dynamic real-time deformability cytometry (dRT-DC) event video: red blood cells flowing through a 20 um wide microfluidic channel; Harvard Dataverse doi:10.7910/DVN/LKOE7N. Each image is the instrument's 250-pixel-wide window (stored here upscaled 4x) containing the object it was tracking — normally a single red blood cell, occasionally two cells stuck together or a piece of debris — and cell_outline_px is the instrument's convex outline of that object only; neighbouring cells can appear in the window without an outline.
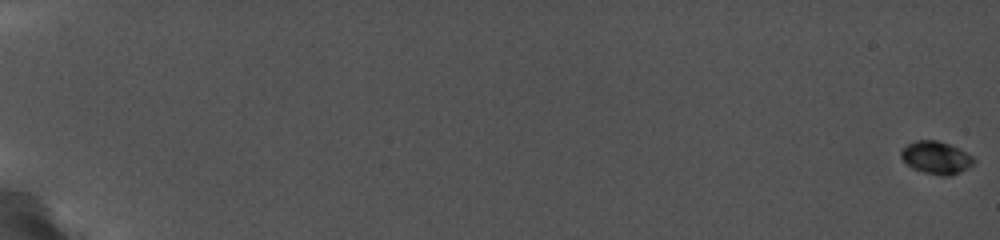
{"species": "common noctule bat (a hibernating species)", "species_latin": "Nyctalus noctula", "temperature_condition": "cold", "stored_images_in_passage": 48, "camera_frame_rate_fps": 5000, "um_per_image_px": 0.085, "animal": {"sex": "female", "body_mass_g": 19.0, "forearm_length_mm": 56.7}, "frame": {"image": 1, "passage_image": 1, "time_ms": 0.0, "image_size_px": [1000, 240], "cell_outline_px": [[972, 164], [956, 172], [928, 172], [916, 168], [908, 164], [900, 156], [900, 152], [908, 144], [916, 140], [936, 140], [952, 144], [960, 148], [972, 156]], "centroid_in_image_um": [79.53, 13.29], "position_along_channel_um": 5.5, "area_um2": 12.77}}
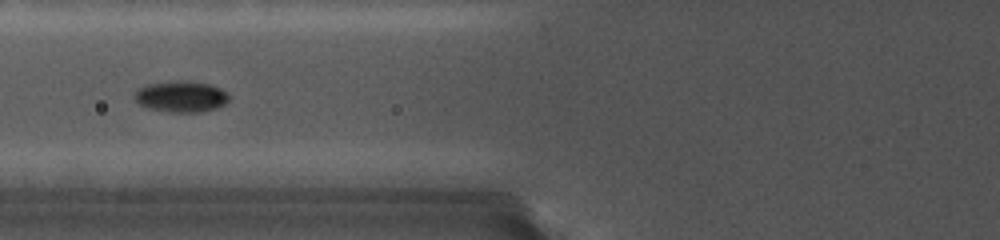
{"frame": {"image": 2, "passage_image": 26, "time_ms": 9.0, "image_size_px": [1000, 240], "cell_outline_px": [[228, 100], [224, 104], [216, 108], [200, 112], [172, 112], [144, 108], [136, 100], [136, 92], [140, 88], [148, 84], [208, 84], [220, 88], [228, 96]], "centroid_in_image_um": [15.39, 8.28], "position_along_channel_um": 110.4, "area_um2": 15.95}}
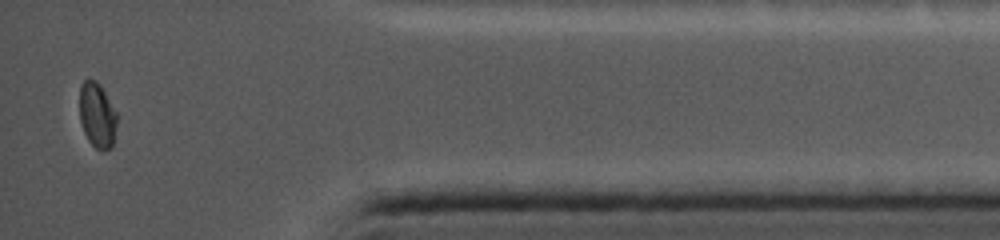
{"frame": {"image": 3, "passage_image": 48, "time_ms": 17.8, "image_size_px": [1000, 240], "cell_outline_px": [[116, 124], [112, 148], [104, 152], [100, 152], [88, 140], [84, 132], [80, 120], [80, 88], [84, 80], [92, 80], [100, 88], [116, 112]], "centroid_in_image_um": [8.25, 9.9], "position_along_channel_um": 426.9, "area_um2": 13.76}, "authors_computed_cell_mechanics": {"area_um2": 13.872, "velocity_mm_per_s": 3.7682, "shape_relaxation_time_tau1_ms": 4.8692, "shape_relaxation_time_tau2_ms": null, "deformation_change_tau1": 0.1037, "deformation_change_tau2": null}}